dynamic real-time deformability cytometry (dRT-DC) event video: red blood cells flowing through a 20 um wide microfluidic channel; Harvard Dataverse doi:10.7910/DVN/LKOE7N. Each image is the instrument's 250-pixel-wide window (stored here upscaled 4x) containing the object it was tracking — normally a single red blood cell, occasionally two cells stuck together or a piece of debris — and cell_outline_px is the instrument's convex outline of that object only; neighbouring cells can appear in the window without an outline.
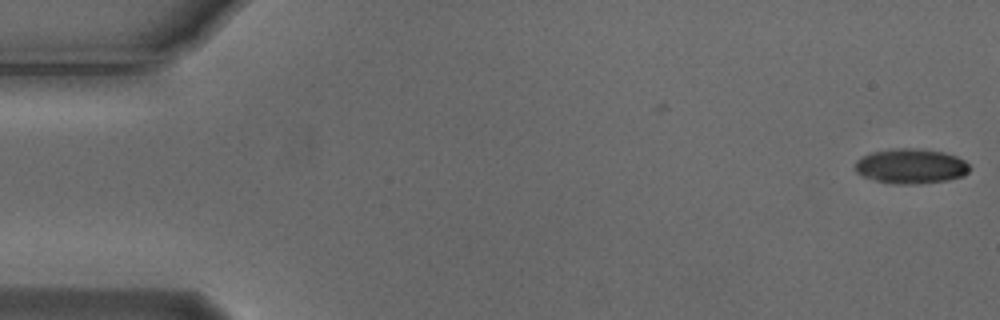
{"species": "Egyptian fruit bat (a non-hibernating species)", "species_latin": "Rousettus aegyptiacus", "temperature_condition": "cold", "stored_images_in_passage": 5, "camera_frame_rate_fps": 3000, "um_per_image_px": 0.085, "animal": {"sex": "male"}, "frame": {"image": 1, "passage_image": 1, "time_ms": 0.0, "image_size_px": [1000, 320], "cell_outline_px": [[968, 172], [964, 176], [948, 180], [916, 184], [896, 184], [876, 180], [864, 176], [856, 172], [856, 160], [872, 152], [896, 148], [912, 148], [944, 152], [956, 156], [964, 160], [968, 164]], "centroid_in_image_um": [77.44, 14.12], "position_along_channel_um": 7.6, "area_um2": 23.06}}
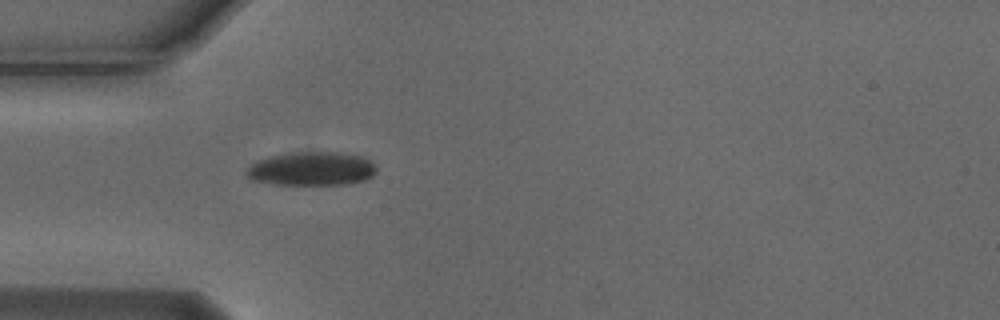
{"frame": {"image": 2, "passage_image": 5, "time_ms": 1.333, "image_size_px": [1000, 320], "cell_outline_px": [[376, 172], [372, 176], [364, 180], [344, 184], [276, 184], [252, 180], [248, 176], [248, 168], [256, 160], [268, 156], [296, 152], [340, 152], [360, 156], [376, 164]], "centroid_in_image_um": [26.5, 14.33], "position_along_channel_um": 58.5, "area_um2": 25.32}}